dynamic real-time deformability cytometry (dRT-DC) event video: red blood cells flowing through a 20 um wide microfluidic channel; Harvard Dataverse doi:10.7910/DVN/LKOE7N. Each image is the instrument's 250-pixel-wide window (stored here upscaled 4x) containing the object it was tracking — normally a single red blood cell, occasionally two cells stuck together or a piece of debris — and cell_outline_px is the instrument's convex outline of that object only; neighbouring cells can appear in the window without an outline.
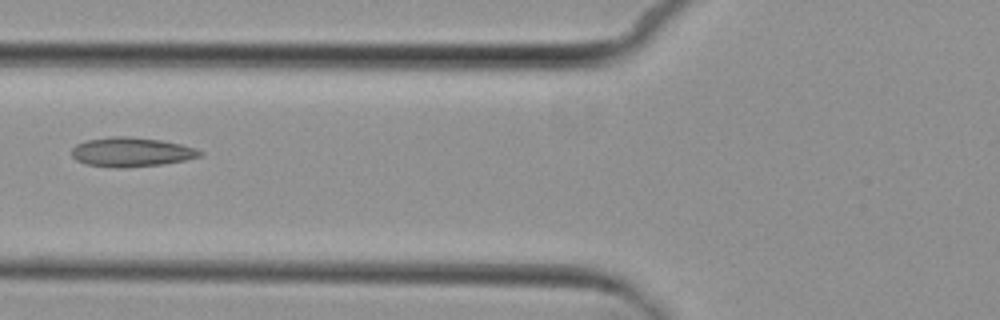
{"species": "common noctule bat (a hibernating species)", "species_latin": "Nyctalus noctula", "temperature_condition": "cold", "stored_images_in_passage": 3, "camera_frame_rate_fps": 3000, "um_per_image_px": 0.085, "animal": {"sex": "female", "body_mass_g": 29.2, "forearm_length_mm": 56.3}, "frame": {"image": 1, "passage_image": 2, "time_ms": 1.333, "image_size_px": [1000, 320], "cell_outline_px": [[204, 156], [184, 160], [160, 164], [128, 168], [112, 168], [84, 164], [76, 160], [72, 156], [72, 148], [76, 144], [88, 140], [112, 136], [128, 136], [160, 140], [180, 144], [196, 148], [204, 152]], "centroid_in_image_um": [11.16, 12.93], "position_along_channel_um": 114.6, "area_um2": 22.08}}
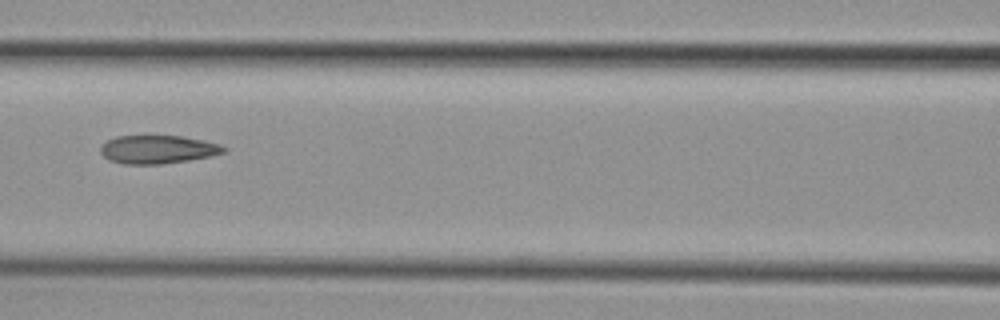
{"frame": {"image": 2, "passage_image": 3, "time_ms": 2.333, "image_size_px": [1000, 320], "cell_outline_px": [[228, 152], [188, 160], [160, 164], [124, 164], [108, 160], [100, 152], [100, 148], [108, 140], [116, 136], [180, 136], [204, 140], [220, 144], [228, 148]], "centroid_in_image_um": [13.43, 12.7], "position_along_channel_um": 153.2, "area_um2": 20.29}}